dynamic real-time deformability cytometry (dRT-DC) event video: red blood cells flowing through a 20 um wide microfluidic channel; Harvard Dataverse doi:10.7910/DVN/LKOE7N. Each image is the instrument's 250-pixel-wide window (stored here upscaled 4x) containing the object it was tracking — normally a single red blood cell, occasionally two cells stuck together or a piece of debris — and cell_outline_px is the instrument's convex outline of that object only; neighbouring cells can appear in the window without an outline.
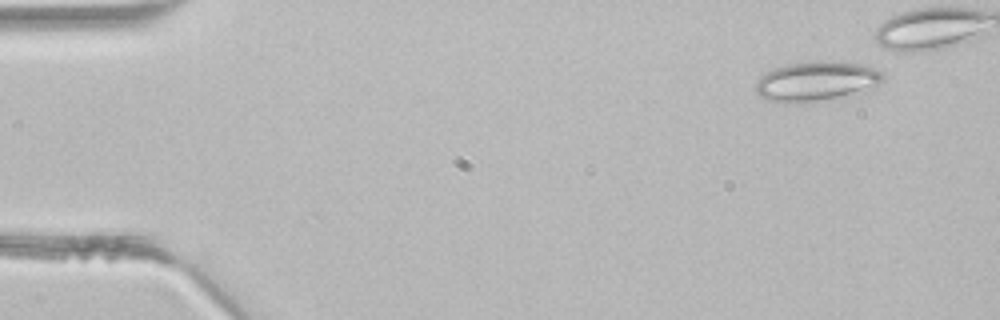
{"species": "common noctule bat (a hibernating species)", "species_latin": "Nyctalus noctula", "temperature_condition": "room temperature", "stored_images_in_passage": 4, "camera_frame_rate_fps": 3000, "um_per_image_px": 0.085, "animal": {"sex": "male", "body_mass_g": 21.5, "forearm_length_mm": 52.0}, "frame": {"image": 1, "passage_image": 1, "time_ms": 0.0, "image_size_px": [1000, 320], "cell_outline_px": [[884, 80], [876, 88], [868, 92], [852, 96], [788, 104], [764, 100], [756, 92], [756, 80], [764, 72], [788, 64], [820, 60], [860, 64], [884, 72]], "centroid_in_image_um": [69.43, 6.93], "position_along_channel_um": 15.6, "area_um2": 30.17}}